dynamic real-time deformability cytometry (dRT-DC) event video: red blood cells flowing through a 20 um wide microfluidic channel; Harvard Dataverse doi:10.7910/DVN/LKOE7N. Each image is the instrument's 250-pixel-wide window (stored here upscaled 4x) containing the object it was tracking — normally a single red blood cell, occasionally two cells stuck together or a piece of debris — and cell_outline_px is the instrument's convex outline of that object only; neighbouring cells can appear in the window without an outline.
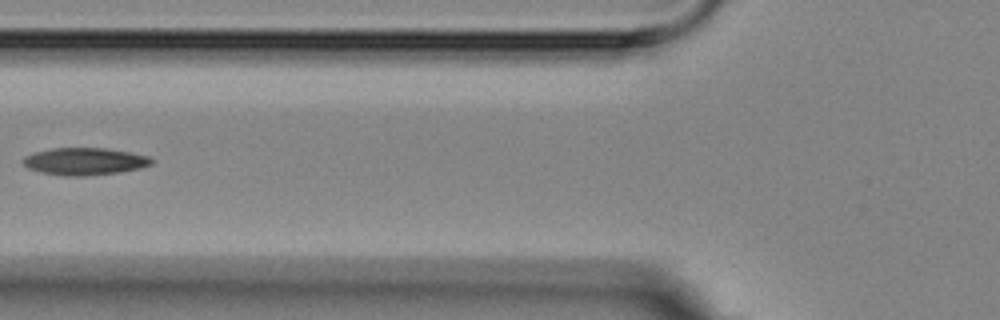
{"species": "Egyptian fruit bat (a non-hibernating species)", "species_latin": "Rousettus aegyptiacus", "temperature_condition": "room temperature", "stored_images_in_passage": 6, "segment_of_instrument_passage": [2, 2], "camera_frame_rate_fps": 3000, "um_per_image_px": 0.085, "animal": {"sex": "female"}, "frame": {"image": 1, "passage_image": 6, "time_ms": 6.667, "image_size_px": [1000, 320], "cell_outline_px": [[156, 160], [152, 164], [140, 168], [116, 172], [84, 176], [68, 176], [44, 172], [28, 168], [24, 164], [24, 156], [36, 152], [52, 148], [108, 148], [148, 156]], "centroid_in_image_um": [7.24, 13.7], "position_along_channel_um": 118.6, "area_um2": 20.11}}